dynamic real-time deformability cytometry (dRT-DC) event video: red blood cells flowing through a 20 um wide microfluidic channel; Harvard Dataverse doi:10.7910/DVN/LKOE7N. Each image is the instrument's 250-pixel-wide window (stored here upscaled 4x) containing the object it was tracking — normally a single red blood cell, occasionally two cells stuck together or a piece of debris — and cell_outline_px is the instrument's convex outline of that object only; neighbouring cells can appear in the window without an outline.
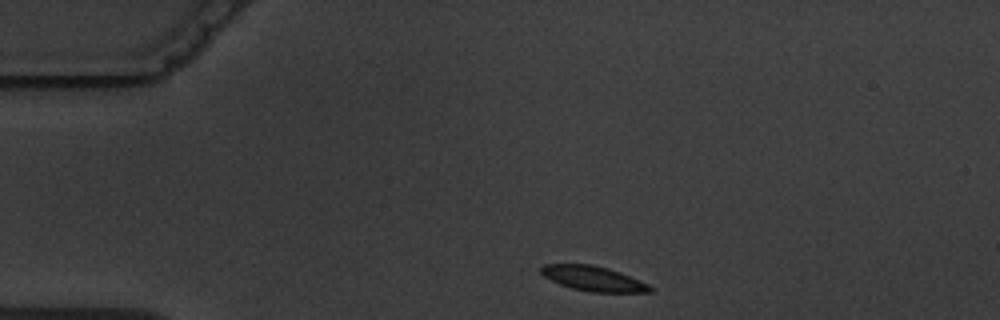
{"species": "common noctule bat (a hibernating species)", "species_latin": "Nyctalus noctula", "temperature_condition": "warm", "stored_images_in_passage": 3, "camera_frame_rate_fps": 3000, "um_per_image_px": 0.085, "animal": {"sex": "male", "body_mass_g": 19.5, "forearm_length_mm": 54.6}, "frame": {"image": 1, "passage_image": 1, "time_ms": 0.0, "image_size_px": [1000, 320], "cell_outline_px": [[652, 292], [592, 292], [572, 288], [560, 284], [544, 276], [540, 272], [540, 268], [544, 264], [592, 264], [608, 268], [620, 272], [648, 284], [652, 288]], "centroid_in_image_um": [50.42, 23.67], "position_along_channel_um": 34.6, "area_um2": 15.66}}
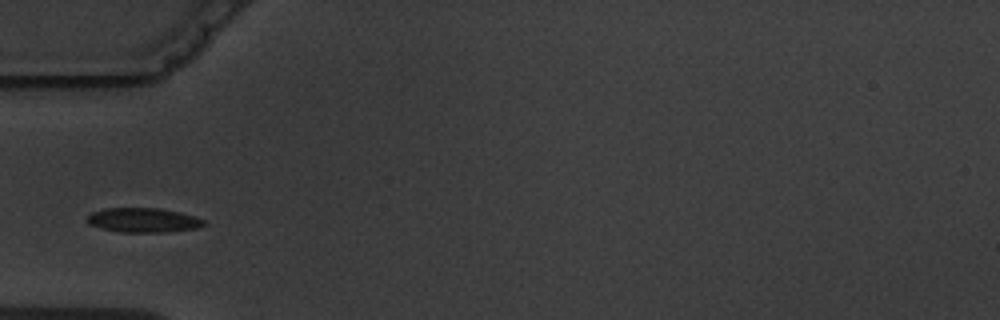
{"frame": {"image": 2, "passage_image": 3, "time_ms": 2.333, "image_size_px": [1000, 320], "cell_outline_px": [[204, 224], [196, 228], [168, 232], [120, 232], [100, 228], [88, 224], [84, 220], [84, 216], [92, 212], [104, 208], [160, 208], [180, 212], [204, 220]], "centroid_in_image_um": [12.07, 18.71], "position_along_channel_um": 72.9, "area_um2": 16.76}}